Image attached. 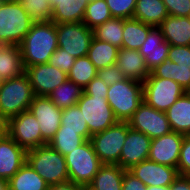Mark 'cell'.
<instances>
[{
	"label": "cell",
	"mask_w": 190,
	"mask_h": 190,
	"mask_svg": "<svg viewBox=\"0 0 190 190\" xmlns=\"http://www.w3.org/2000/svg\"><path fill=\"white\" fill-rule=\"evenodd\" d=\"M8 135V119L0 112V138Z\"/></svg>",
	"instance_id": "obj_48"
},
{
	"label": "cell",
	"mask_w": 190,
	"mask_h": 190,
	"mask_svg": "<svg viewBox=\"0 0 190 190\" xmlns=\"http://www.w3.org/2000/svg\"><path fill=\"white\" fill-rule=\"evenodd\" d=\"M75 59L74 56L66 53L65 50L58 47L50 56L48 64L68 74L71 67L74 65Z\"/></svg>",
	"instance_id": "obj_39"
},
{
	"label": "cell",
	"mask_w": 190,
	"mask_h": 190,
	"mask_svg": "<svg viewBox=\"0 0 190 190\" xmlns=\"http://www.w3.org/2000/svg\"><path fill=\"white\" fill-rule=\"evenodd\" d=\"M119 48L112 44L96 39L91 40L87 57L97 70L116 64Z\"/></svg>",
	"instance_id": "obj_28"
},
{
	"label": "cell",
	"mask_w": 190,
	"mask_h": 190,
	"mask_svg": "<svg viewBox=\"0 0 190 190\" xmlns=\"http://www.w3.org/2000/svg\"><path fill=\"white\" fill-rule=\"evenodd\" d=\"M184 134L170 132L151 141L148 159L158 164L177 168Z\"/></svg>",
	"instance_id": "obj_15"
},
{
	"label": "cell",
	"mask_w": 190,
	"mask_h": 190,
	"mask_svg": "<svg viewBox=\"0 0 190 190\" xmlns=\"http://www.w3.org/2000/svg\"><path fill=\"white\" fill-rule=\"evenodd\" d=\"M168 15L162 0H137L133 18L153 27H158Z\"/></svg>",
	"instance_id": "obj_25"
},
{
	"label": "cell",
	"mask_w": 190,
	"mask_h": 190,
	"mask_svg": "<svg viewBox=\"0 0 190 190\" xmlns=\"http://www.w3.org/2000/svg\"><path fill=\"white\" fill-rule=\"evenodd\" d=\"M9 190H49L46 181L27 163L8 180Z\"/></svg>",
	"instance_id": "obj_26"
},
{
	"label": "cell",
	"mask_w": 190,
	"mask_h": 190,
	"mask_svg": "<svg viewBox=\"0 0 190 190\" xmlns=\"http://www.w3.org/2000/svg\"><path fill=\"white\" fill-rule=\"evenodd\" d=\"M77 105L83 113L91 135L102 132L118 122L107 98L82 92Z\"/></svg>",
	"instance_id": "obj_9"
},
{
	"label": "cell",
	"mask_w": 190,
	"mask_h": 190,
	"mask_svg": "<svg viewBox=\"0 0 190 190\" xmlns=\"http://www.w3.org/2000/svg\"><path fill=\"white\" fill-rule=\"evenodd\" d=\"M86 139L79 135V131L57 130L49 145L63 156L67 155L76 147L82 145Z\"/></svg>",
	"instance_id": "obj_34"
},
{
	"label": "cell",
	"mask_w": 190,
	"mask_h": 190,
	"mask_svg": "<svg viewBox=\"0 0 190 190\" xmlns=\"http://www.w3.org/2000/svg\"><path fill=\"white\" fill-rule=\"evenodd\" d=\"M80 190H93L89 185L87 186H80Z\"/></svg>",
	"instance_id": "obj_51"
},
{
	"label": "cell",
	"mask_w": 190,
	"mask_h": 190,
	"mask_svg": "<svg viewBox=\"0 0 190 190\" xmlns=\"http://www.w3.org/2000/svg\"><path fill=\"white\" fill-rule=\"evenodd\" d=\"M39 123L42 138L49 143L61 125L62 109L48 96H35L28 109Z\"/></svg>",
	"instance_id": "obj_13"
},
{
	"label": "cell",
	"mask_w": 190,
	"mask_h": 190,
	"mask_svg": "<svg viewBox=\"0 0 190 190\" xmlns=\"http://www.w3.org/2000/svg\"><path fill=\"white\" fill-rule=\"evenodd\" d=\"M151 141L152 139L144 133L130 128L121 151L120 166L124 170H129L143 160H147Z\"/></svg>",
	"instance_id": "obj_16"
},
{
	"label": "cell",
	"mask_w": 190,
	"mask_h": 190,
	"mask_svg": "<svg viewBox=\"0 0 190 190\" xmlns=\"http://www.w3.org/2000/svg\"><path fill=\"white\" fill-rule=\"evenodd\" d=\"M20 45L0 44V77L4 80L25 73Z\"/></svg>",
	"instance_id": "obj_23"
},
{
	"label": "cell",
	"mask_w": 190,
	"mask_h": 190,
	"mask_svg": "<svg viewBox=\"0 0 190 190\" xmlns=\"http://www.w3.org/2000/svg\"><path fill=\"white\" fill-rule=\"evenodd\" d=\"M34 22L50 21L52 7L47 0H18Z\"/></svg>",
	"instance_id": "obj_37"
},
{
	"label": "cell",
	"mask_w": 190,
	"mask_h": 190,
	"mask_svg": "<svg viewBox=\"0 0 190 190\" xmlns=\"http://www.w3.org/2000/svg\"><path fill=\"white\" fill-rule=\"evenodd\" d=\"M107 101L118 121H128L143 102V82L125 78L110 85Z\"/></svg>",
	"instance_id": "obj_4"
},
{
	"label": "cell",
	"mask_w": 190,
	"mask_h": 190,
	"mask_svg": "<svg viewBox=\"0 0 190 190\" xmlns=\"http://www.w3.org/2000/svg\"><path fill=\"white\" fill-rule=\"evenodd\" d=\"M170 190H190V176L178 175L170 185Z\"/></svg>",
	"instance_id": "obj_46"
},
{
	"label": "cell",
	"mask_w": 190,
	"mask_h": 190,
	"mask_svg": "<svg viewBox=\"0 0 190 190\" xmlns=\"http://www.w3.org/2000/svg\"><path fill=\"white\" fill-rule=\"evenodd\" d=\"M33 23L18 1L0 3V44L20 45Z\"/></svg>",
	"instance_id": "obj_5"
},
{
	"label": "cell",
	"mask_w": 190,
	"mask_h": 190,
	"mask_svg": "<svg viewBox=\"0 0 190 190\" xmlns=\"http://www.w3.org/2000/svg\"><path fill=\"white\" fill-rule=\"evenodd\" d=\"M25 73L29 78L35 96H48L68 79V74L48 63L26 67Z\"/></svg>",
	"instance_id": "obj_14"
},
{
	"label": "cell",
	"mask_w": 190,
	"mask_h": 190,
	"mask_svg": "<svg viewBox=\"0 0 190 190\" xmlns=\"http://www.w3.org/2000/svg\"><path fill=\"white\" fill-rule=\"evenodd\" d=\"M124 172L118 164H103L89 186L93 190H122Z\"/></svg>",
	"instance_id": "obj_27"
},
{
	"label": "cell",
	"mask_w": 190,
	"mask_h": 190,
	"mask_svg": "<svg viewBox=\"0 0 190 190\" xmlns=\"http://www.w3.org/2000/svg\"><path fill=\"white\" fill-rule=\"evenodd\" d=\"M146 190H170V186H147Z\"/></svg>",
	"instance_id": "obj_49"
},
{
	"label": "cell",
	"mask_w": 190,
	"mask_h": 190,
	"mask_svg": "<svg viewBox=\"0 0 190 190\" xmlns=\"http://www.w3.org/2000/svg\"><path fill=\"white\" fill-rule=\"evenodd\" d=\"M58 130H71L79 131V135L83 136L86 140H90L91 134L83 117V113L78 105L62 109L61 125Z\"/></svg>",
	"instance_id": "obj_33"
},
{
	"label": "cell",
	"mask_w": 190,
	"mask_h": 190,
	"mask_svg": "<svg viewBox=\"0 0 190 190\" xmlns=\"http://www.w3.org/2000/svg\"><path fill=\"white\" fill-rule=\"evenodd\" d=\"M116 65L125 78L143 82L150 74L144 57L134 49L121 48L118 51Z\"/></svg>",
	"instance_id": "obj_20"
},
{
	"label": "cell",
	"mask_w": 190,
	"mask_h": 190,
	"mask_svg": "<svg viewBox=\"0 0 190 190\" xmlns=\"http://www.w3.org/2000/svg\"><path fill=\"white\" fill-rule=\"evenodd\" d=\"M170 44L164 40V36L158 27H153L138 52L144 57L146 66L151 72L162 62L168 60Z\"/></svg>",
	"instance_id": "obj_19"
},
{
	"label": "cell",
	"mask_w": 190,
	"mask_h": 190,
	"mask_svg": "<svg viewBox=\"0 0 190 190\" xmlns=\"http://www.w3.org/2000/svg\"><path fill=\"white\" fill-rule=\"evenodd\" d=\"M88 4L87 0L55 1L51 20L56 24L82 22Z\"/></svg>",
	"instance_id": "obj_22"
},
{
	"label": "cell",
	"mask_w": 190,
	"mask_h": 190,
	"mask_svg": "<svg viewBox=\"0 0 190 190\" xmlns=\"http://www.w3.org/2000/svg\"><path fill=\"white\" fill-rule=\"evenodd\" d=\"M152 28L135 18L124 19L122 48L138 50Z\"/></svg>",
	"instance_id": "obj_29"
},
{
	"label": "cell",
	"mask_w": 190,
	"mask_h": 190,
	"mask_svg": "<svg viewBox=\"0 0 190 190\" xmlns=\"http://www.w3.org/2000/svg\"><path fill=\"white\" fill-rule=\"evenodd\" d=\"M18 0H0V3L16 2Z\"/></svg>",
	"instance_id": "obj_53"
},
{
	"label": "cell",
	"mask_w": 190,
	"mask_h": 190,
	"mask_svg": "<svg viewBox=\"0 0 190 190\" xmlns=\"http://www.w3.org/2000/svg\"><path fill=\"white\" fill-rule=\"evenodd\" d=\"M3 82H4V79L0 77V88L2 87Z\"/></svg>",
	"instance_id": "obj_54"
},
{
	"label": "cell",
	"mask_w": 190,
	"mask_h": 190,
	"mask_svg": "<svg viewBox=\"0 0 190 190\" xmlns=\"http://www.w3.org/2000/svg\"><path fill=\"white\" fill-rule=\"evenodd\" d=\"M80 186L73 181H67L49 186V190H80Z\"/></svg>",
	"instance_id": "obj_47"
},
{
	"label": "cell",
	"mask_w": 190,
	"mask_h": 190,
	"mask_svg": "<svg viewBox=\"0 0 190 190\" xmlns=\"http://www.w3.org/2000/svg\"><path fill=\"white\" fill-rule=\"evenodd\" d=\"M108 88L109 86L106 85L101 78L96 76L83 88V92L90 96L107 98Z\"/></svg>",
	"instance_id": "obj_44"
},
{
	"label": "cell",
	"mask_w": 190,
	"mask_h": 190,
	"mask_svg": "<svg viewBox=\"0 0 190 190\" xmlns=\"http://www.w3.org/2000/svg\"><path fill=\"white\" fill-rule=\"evenodd\" d=\"M35 93L26 73L4 80L0 88V112L8 120L29 109Z\"/></svg>",
	"instance_id": "obj_3"
},
{
	"label": "cell",
	"mask_w": 190,
	"mask_h": 190,
	"mask_svg": "<svg viewBox=\"0 0 190 190\" xmlns=\"http://www.w3.org/2000/svg\"><path fill=\"white\" fill-rule=\"evenodd\" d=\"M112 17L133 18L137 0H105Z\"/></svg>",
	"instance_id": "obj_38"
},
{
	"label": "cell",
	"mask_w": 190,
	"mask_h": 190,
	"mask_svg": "<svg viewBox=\"0 0 190 190\" xmlns=\"http://www.w3.org/2000/svg\"><path fill=\"white\" fill-rule=\"evenodd\" d=\"M0 190H9L8 181L0 178Z\"/></svg>",
	"instance_id": "obj_50"
},
{
	"label": "cell",
	"mask_w": 190,
	"mask_h": 190,
	"mask_svg": "<svg viewBox=\"0 0 190 190\" xmlns=\"http://www.w3.org/2000/svg\"><path fill=\"white\" fill-rule=\"evenodd\" d=\"M127 122L131 129L142 132L151 139L172 132L166 112L156 110L145 101L140 104Z\"/></svg>",
	"instance_id": "obj_11"
},
{
	"label": "cell",
	"mask_w": 190,
	"mask_h": 190,
	"mask_svg": "<svg viewBox=\"0 0 190 190\" xmlns=\"http://www.w3.org/2000/svg\"><path fill=\"white\" fill-rule=\"evenodd\" d=\"M158 28L170 45L190 46V17L168 15Z\"/></svg>",
	"instance_id": "obj_21"
},
{
	"label": "cell",
	"mask_w": 190,
	"mask_h": 190,
	"mask_svg": "<svg viewBox=\"0 0 190 190\" xmlns=\"http://www.w3.org/2000/svg\"><path fill=\"white\" fill-rule=\"evenodd\" d=\"M177 171L179 175L190 176V134L184 136Z\"/></svg>",
	"instance_id": "obj_40"
},
{
	"label": "cell",
	"mask_w": 190,
	"mask_h": 190,
	"mask_svg": "<svg viewBox=\"0 0 190 190\" xmlns=\"http://www.w3.org/2000/svg\"><path fill=\"white\" fill-rule=\"evenodd\" d=\"M168 14L176 17H190V0H162Z\"/></svg>",
	"instance_id": "obj_41"
},
{
	"label": "cell",
	"mask_w": 190,
	"mask_h": 190,
	"mask_svg": "<svg viewBox=\"0 0 190 190\" xmlns=\"http://www.w3.org/2000/svg\"><path fill=\"white\" fill-rule=\"evenodd\" d=\"M124 19L112 17L103 24L93 29V36L96 39L106 41L121 49L123 38Z\"/></svg>",
	"instance_id": "obj_32"
},
{
	"label": "cell",
	"mask_w": 190,
	"mask_h": 190,
	"mask_svg": "<svg viewBox=\"0 0 190 190\" xmlns=\"http://www.w3.org/2000/svg\"><path fill=\"white\" fill-rule=\"evenodd\" d=\"M173 132L190 134V92H186L166 111Z\"/></svg>",
	"instance_id": "obj_24"
},
{
	"label": "cell",
	"mask_w": 190,
	"mask_h": 190,
	"mask_svg": "<svg viewBox=\"0 0 190 190\" xmlns=\"http://www.w3.org/2000/svg\"><path fill=\"white\" fill-rule=\"evenodd\" d=\"M47 1L50 3L51 7L53 8L55 6V1L58 0H47Z\"/></svg>",
	"instance_id": "obj_52"
},
{
	"label": "cell",
	"mask_w": 190,
	"mask_h": 190,
	"mask_svg": "<svg viewBox=\"0 0 190 190\" xmlns=\"http://www.w3.org/2000/svg\"><path fill=\"white\" fill-rule=\"evenodd\" d=\"M26 162V150L9 135L0 138V178L8 181Z\"/></svg>",
	"instance_id": "obj_18"
},
{
	"label": "cell",
	"mask_w": 190,
	"mask_h": 190,
	"mask_svg": "<svg viewBox=\"0 0 190 190\" xmlns=\"http://www.w3.org/2000/svg\"><path fill=\"white\" fill-rule=\"evenodd\" d=\"M26 162L49 186L69 181L65 156L49 144L27 150Z\"/></svg>",
	"instance_id": "obj_2"
},
{
	"label": "cell",
	"mask_w": 190,
	"mask_h": 190,
	"mask_svg": "<svg viewBox=\"0 0 190 190\" xmlns=\"http://www.w3.org/2000/svg\"><path fill=\"white\" fill-rule=\"evenodd\" d=\"M168 60L184 66H190V46L170 45Z\"/></svg>",
	"instance_id": "obj_42"
},
{
	"label": "cell",
	"mask_w": 190,
	"mask_h": 190,
	"mask_svg": "<svg viewBox=\"0 0 190 190\" xmlns=\"http://www.w3.org/2000/svg\"><path fill=\"white\" fill-rule=\"evenodd\" d=\"M129 129L127 121H118L106 130L91 136L94 151L103 164L120 166V155Z\"/></svg>",
	"instance_id": "obj_7"
},
{
	"label": "cell",
	"mask_w": 190,
	"mask_h": 190,
	"mask_svg": "<svg viewBox=\"0 0 190 190\" xmlns=\"http://www.w3.org/2000/svg\"><path fill=\"white\" fill-rule=\"evenodd\" d=\"M146 187L147 186L129 170H125L122 180V190H146Z\"/></svg>",
	"instance_id": "obj_45"
},
{
	"label": "cell",
	"mask_w": 190,
	"mask_h": 190,
	"mask_svg": "<svg viewBox=\"0 0 190 190\" xmlns=\"http://www.w3.org/2000/svg\"><path fill=\"white\" fill-rule=\"evenodd\" d=\"M69 181L81 186L89 185L103 163L94 151L90 140L65 155Z\"/></svg>",
	"instance_id": "obj_6"
},
{
	"label": "cell",
	"mask_w": 190,
	"mask_h": 190,
	"mask_svg": "<svg viewBox=\"0 0 190 190\" xmlns=\"http://www.w3.org/2000/svg\"><path fill=\"white\" fill-rule=\"evenodd\" d=\"M96 76L97 69L87 56L76 58L74 65L68 73V79L79 85L82 89Z\"/></svg>",
	"instance_id": "obj_35"
},
{
	"label": "cell",
	"mask_w": 190,
	"mask_h": 190,
	"mask_svg": "<svg viewBox=\"0 0 190 190\" xmlns=\"http://www.w3.org/2000/svg\"><path fill=\"white\" fill-rule=\"evenodd\" d=\"M58 47L75 58L85 57L93 38V30L83 22L56 24Z\"/></svg>",
	"instance_id": "obj_10"
},
{
	"label": "cell",
	"mask_w": 190,
	"mask_h": 190,
	"mask_svg": "<svg viewBox=\"0 0 190 190\" xmlns=\"http://www.w3.org/2000/svg\"><path fill=\"white\" fill-rule=\"evenodd\" d=\"M129 171L146 186H170L179 175L177 168L158 164L149 159L143 160Z\"/></svg>",
	"instance_id": "obj_17"
},
{
	"label": "cell",
	"mask_w": 190,
	"mask_h": 190,
	"mask_svg": "<svg viewBox=\"0 0 190 190\" xmlns=\"http://www.w3.org/2000/svg\"><path fill=\"white\" fill-rule=\"evenodd\" d=\"M57 48L56 23L52 20L34 22L20 44L25 68L48 63Z\"/></svg>",
	"instance_id": "obj_1"
},
{
	"label": "cell",
	"mask_w": 190,
	"mask_h": 190,
	"mask_svg": "<svg viewBox=\"0 0 190 190\" xmlns=\"http://www.w3.org/2000/svg\"><path fill=\"white\" fill-rule=\"evenodd\" d=\"M186 91L172 79L155 77L151 72L143 81V101L166 112Z\"/></svg>",
	"instance_id": "obj_8"
},
{
	"label": "cell",
	"mask_w": 190,
	"mask_h": 190,
	"mask_svg": "<svg viewBox=\"0 0 190 190\" xmlns=\"http://www.w3.org/2000/svg\"><path fill=\"white\" fill-rule=\"evenodd\" d=\"M8 135L26 151L48 144L42 138L38 121L29 110L8 120Z\"/></svg>",
	"instance_id": "obj_12"
},
{
	"label": "cell",
	"mask_w": 190,
	"mask_h": 190,
	"mask_svg": "<svg viewBox=\"0 0 190 190\" xmlns=\"http://www.w3.org/2000/svg\"><path fill=\"white\" fill-rule=\"evenodd\" d=\"M82 92L83 89L79 85L67 79L55 88L48 97L59 109H65L76 105Z\"/></svg>",
	"instance_id": "obj_31"
},
{
	"label": "cell",
	"mask_w": 190,
	"mask_h": 190,
	"mask_svg": "<svg viewBox=\"0 0 190 190\" xmlns=\"http://www.w3.org/2000/svg\"><path fill=\"white\" fill-rule=\"evenodd\" d=\"M97 76L101 78L108 86L125 79L124 75L116 64L97 70Z\"/></svg>",
	"instance_id": "obj_43"
},
{
	"label": "cell",
	"mask_w": 190,
	"mask_h": 190,
	"mask_svg": "<svg viewBox=\"0 0 190 190\" xmlns=\"http://www.w3.org/2000/svg\"><path fill=\"white\" fill-rule=\"evenodd\" d=\"M112 18L109 7L105 0H94L90 2L85 11L83 23L89 29H95Z\"/></svg>",
	"instance_id": "obj_36"
},
{
	"label": "cell",
	"mask_w": 190,
	"mask_h": 190,
	"mask_svg": "<svg viewBox=\"0 0 190 190\" xmlns=\"http://www.w3.org/2000/svg\"><path fill=\"white\" fill-rule=\"evenodd\" d=\"M151 73L155 77L172 79L186 92H190V66L178 65L166 60L154 68Z\"/></svg>",
	"instance_id": "obj_30"
}]
</instances>
